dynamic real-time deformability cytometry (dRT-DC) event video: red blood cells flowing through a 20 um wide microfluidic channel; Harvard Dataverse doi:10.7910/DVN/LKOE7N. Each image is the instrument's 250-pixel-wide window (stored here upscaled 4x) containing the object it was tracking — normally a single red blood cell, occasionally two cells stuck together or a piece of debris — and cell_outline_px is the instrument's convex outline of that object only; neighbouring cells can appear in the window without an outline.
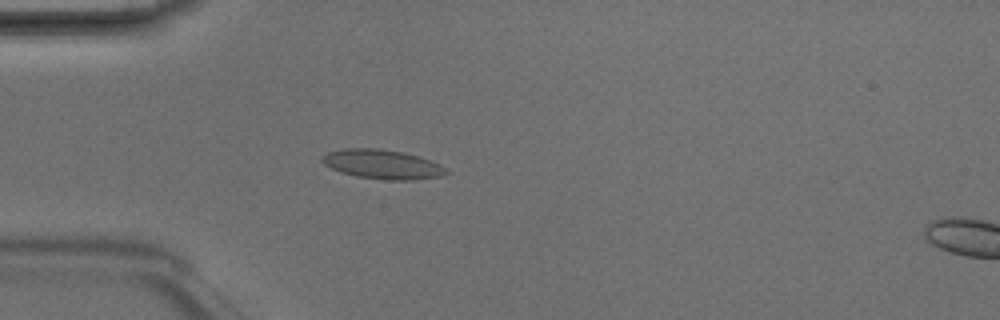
{"species": "Egyptian fruit bat (a non-hibernating species)", "species_latin": "Rousettus aegyptiacus", "temperature_condition": "room temperature", "stored_images_in_passage": 5, "camera_frame_rate_fps": 3000, "um_per_image_px": 0.085, "animal": {"sex": "male"}, "frame": {"image": 1, "passage_image": 4, "time_ms": 1.0, "image_size_px": [1000, 320], "cell_outline_px": [[448, 172], [440, 176], [412, 180], [384, 180], [356, 176], [340, 172], [324, 164], [320, 160], [328, 152], [344, 148], [380, 148], [404, 152], [440, 164], [448, 168]], "centroid_in_image_um": [32.49, 13.96], "position_along_channel_um": 52.5, "area_um2": 21.15}}